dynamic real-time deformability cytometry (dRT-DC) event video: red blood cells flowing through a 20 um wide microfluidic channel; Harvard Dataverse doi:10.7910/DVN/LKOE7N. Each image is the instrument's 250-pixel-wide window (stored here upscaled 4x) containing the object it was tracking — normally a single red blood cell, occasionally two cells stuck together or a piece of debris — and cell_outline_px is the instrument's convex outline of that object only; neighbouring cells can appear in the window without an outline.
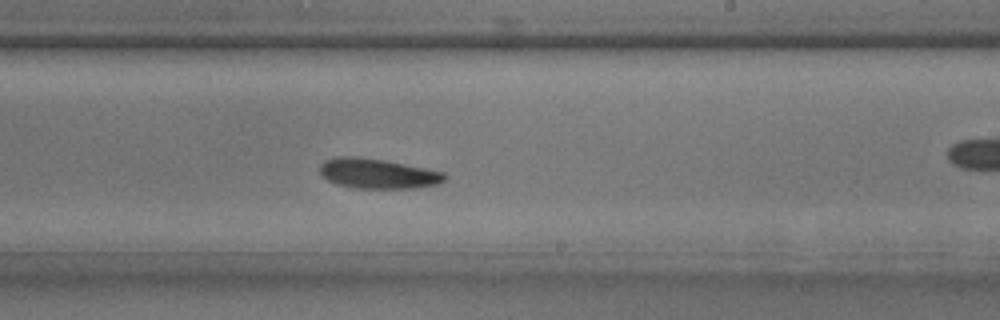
{"species": "common noctule bat (a hibernating species)", "species_latin": "Nyctalus noctula", "temperature_condition": "room temperature", "stored_images_in_passage": 35, "camera_frame_rate_fps": 3000, "um_per_image_px": 0.085, "animal": {"sex": "male", "body_mass_g": 17.9, "forearm_length_mm": 54.2}, "frame": {"image": 1, "passage_image": 20, "time_ms": 6.333, "image_size_px": [1000, 320], "cell_outline_px": [[448, 176], [440, 184], [416, 188], [352, 188], [336, 184], [328, 180], [320, 172], [320, 164], [324, 160], [332, 156], [360, 156], [384, 160], [444, 172]], "centroid_in_image_um": [32.09, 14.75], "position_along_channel_um": 256.9, "area_um2": 22.02}}
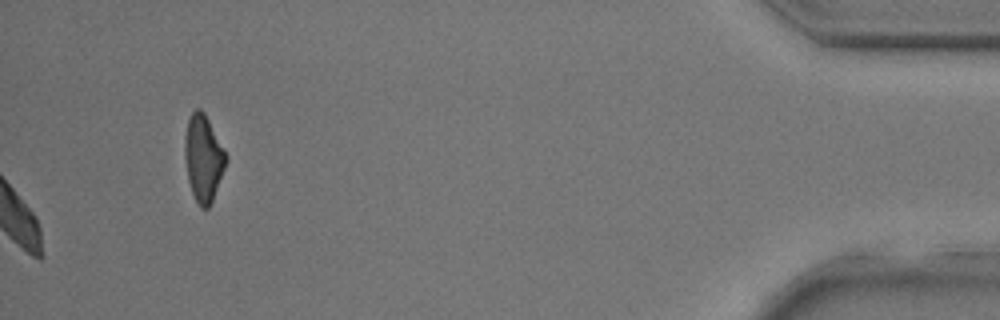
{"frame": {"image": 2, "passage_image": 35, "time_ms": 11.333, "image_size_px": [1000, 320], "cell_outline_px": [[228, 160], [212, 200], [208, 208], [200, 208], [192, 192], [188, 180], [184, 156], [184, 136], [188, 120], [192, 112], [196, 108], [200, 108], [204, 112], [228, 156]], "centroid_in_image_um": [17.28, 13.42], "position_along_channel_um": 417.9, "area_um2": 20.75}}